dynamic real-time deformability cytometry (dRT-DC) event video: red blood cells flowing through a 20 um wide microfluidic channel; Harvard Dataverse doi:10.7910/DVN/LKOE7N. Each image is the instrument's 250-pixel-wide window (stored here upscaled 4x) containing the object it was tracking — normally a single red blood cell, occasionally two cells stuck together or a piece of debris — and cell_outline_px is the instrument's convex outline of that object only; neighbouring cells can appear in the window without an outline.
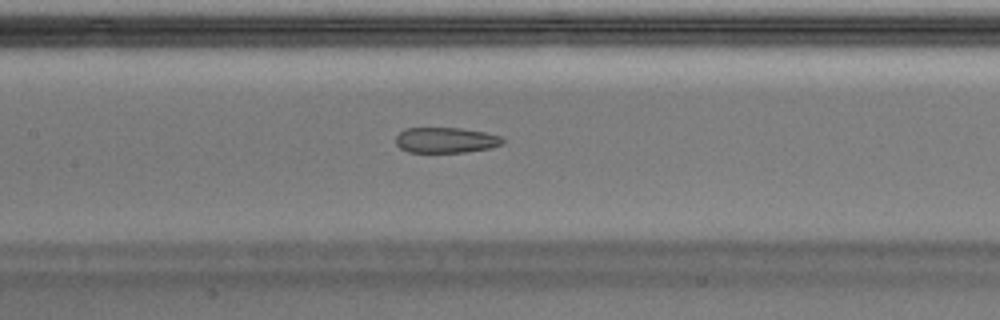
{"species": "Egyptian fruit bat (a non-hibernating species)", "species_latin": "Rousettus aegyptiacus", "temperature_condition": "warm", "stored_images_in_passage": 41, "camera_frame_rate_fps": 3000, "um_per_image_px": 0.085, "animal": {"sex": "male"}, "frame": {"image": 1, "passage_image": 15, "time_ms": 4.667, "image_size_px": [1000, 320], "cell_outline_px": [[504, 140], [500, 144], [492, 148], [464, 152], [408, 152], [400, 148], [396, 144], [396, 136], [400, 132], [408, 128], [460, 128], [484, 132], [500, 136]], "centroid_in_image_um": [37.88, 11.91], "position_along_channel_um": 169.5, "area_um2": 15.78}}
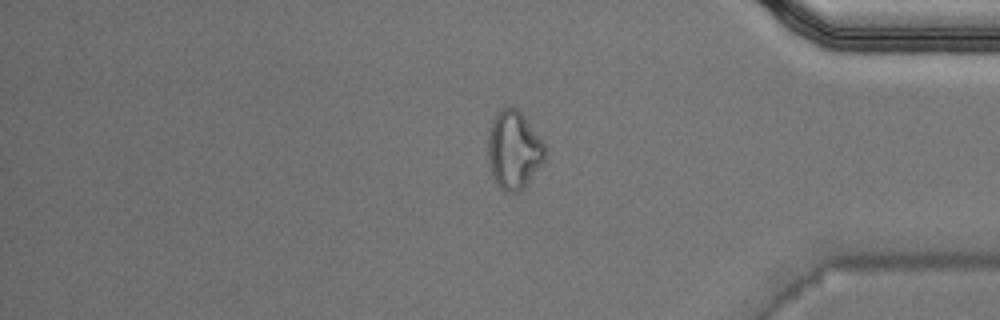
{"frame": {"image": 2, "passage_image": 33, "time_ms": 10.667, "image_size_px": [1000, 320], "cell_outline_px": [[548, 152], [544, 160], [524, 188], [516, 192], [508, 192], [500, 188], [496, 184], [492, 176], [488, 160], [488, 136], [492, 120], [500, 108], [512, 104], [524, 116], [544, 144]], "centroid_in_image_um": [43.66, 12.73], "position_along_channel_um": 391.5, "area_um2": 26.07}}
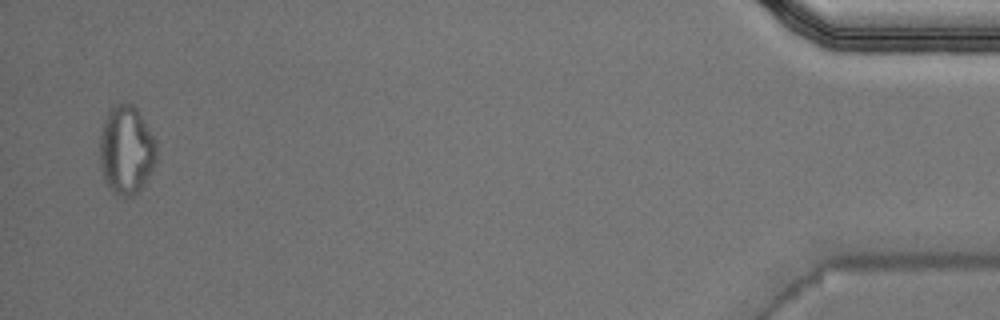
{"frame": {"image": 3, "passage_image": 40, "time_ms": 13.0, "image_size_px": [1000, 320], "cell_outline_px": [[156, 160], [140, 192], [132, 196], [120, 196], [108, 188], [104, 180], [100, 168], [100, 136], [104, 120], [112, 104], [132, 104], [136, 108], [148, 128], [156, 144]], "centroid_in_image_um": [10.71, 12.78], "position_along_channel_um": 424.5, "area_um2": 29.19}, "authors_computed_cell_mechanics": {"area_um2": 18.9006, "velocity_mm_per_s": 4.0521, "shape_relaxation_time_tau1_ms": null, "shape_relaxation_time_tau2_ms": 2.9316, "deformation_change_tau1": null, "deformation_change_tau2": 0.0995}}